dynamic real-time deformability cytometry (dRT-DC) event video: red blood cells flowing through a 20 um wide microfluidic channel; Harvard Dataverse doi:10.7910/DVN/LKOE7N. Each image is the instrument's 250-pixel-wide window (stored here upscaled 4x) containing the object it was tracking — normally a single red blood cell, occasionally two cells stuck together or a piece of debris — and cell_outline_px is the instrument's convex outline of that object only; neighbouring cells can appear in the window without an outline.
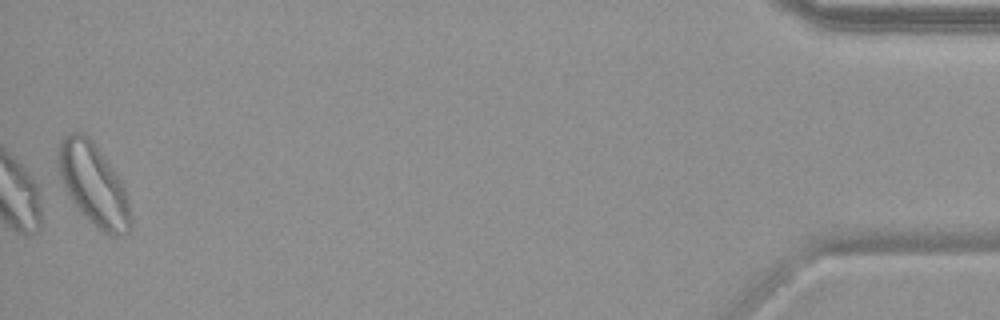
{"species": "common noctule bat (a hibernating species)", "species_latin": "Nyctalus noctula", "temperature_condition": "warm", "stored_images_in_passage": 45, "camera_frame_rate_fps": 3000, "um_per_image_px": 0.085, "animal": {"sex": "female", "body_mass_g": 19.9}, "frame": {"image": 1, "passage_image": 45, "time_ms": 14.667, "image_size_px": [1000, 320], "cell_outline_px": [[132, 228], [124, 236], [112, 236], [104, 232], [72, 200], [64, 188], [60, 176], [56, 160], [56, 156], [60, 140], [64, 136], [72, 132], [80, 132], [88, 136], [92, 140], [116, 172], [124, 188], [128, 200], [132, 220]], "centroid_in_image_um": [7.95, 15.64], "position_along_channel_um": 427.2, "area_um2": 34.16}, "authors_computed_cell_mechanics": {"area_um2": 22.0218, "velocity_mm_per_s": 3.7175, "shape_relaxation_time_tau1_ms": 8.075, "shape_relaxation_time_tau2_ms": 2.6064, "deformation_change_tau1": 0.1784, "deformation_change_tau2": 0.0571}}